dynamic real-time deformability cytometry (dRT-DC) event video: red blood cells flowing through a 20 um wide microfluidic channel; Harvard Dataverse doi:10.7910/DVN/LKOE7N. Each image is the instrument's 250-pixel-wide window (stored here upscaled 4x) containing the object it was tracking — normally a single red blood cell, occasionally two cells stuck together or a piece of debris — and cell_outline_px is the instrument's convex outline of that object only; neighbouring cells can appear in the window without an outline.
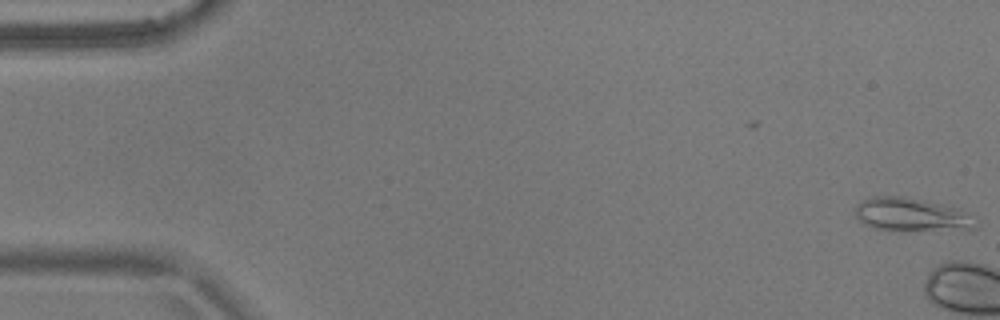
{"species": "common noctule bat (a hibernating species)", "species_latin": "Nyctalus noctula", "temperature_condition": "warm", "stored_images_in_passage": 4, "camera_frame_rate_fps": 3000, "um_per_image_px": 0.085, "animal": {"sex": "male", "body_mass_g": 17.9}, "frame": {"image": 1, "passage_image": 1, "time_ms": 0.0, "image_size_px": [1000, 320], "cell_outline_px": [[980, 224], [976, 228], [904, 232], [900, 232], [872, 228], [864, 224], [856, 216], [856, 204], [860, 200], [872, 196], [900, 196], [960, 208]], "centroid_in_image_um": [77.44, 18.27], "position_along_channel_um": 7.6, "area_um2": 23.76}}